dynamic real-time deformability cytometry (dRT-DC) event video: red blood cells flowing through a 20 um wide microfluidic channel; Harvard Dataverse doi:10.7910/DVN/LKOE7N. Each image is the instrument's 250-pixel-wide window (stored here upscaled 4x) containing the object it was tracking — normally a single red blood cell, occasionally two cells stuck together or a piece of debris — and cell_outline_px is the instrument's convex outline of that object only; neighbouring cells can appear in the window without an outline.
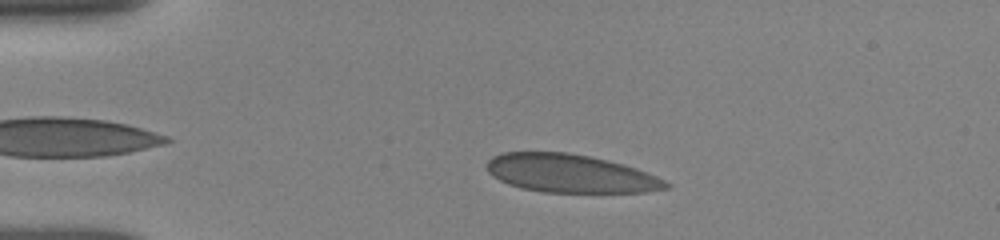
{"species": "human", "species_latin": "Homo sapiens", "temperature_condition": "room temperature", "stored_images_in_passage": 63, "camera_frame_rate_fps": 3000, "um_per_image_px": 0.085, "donor": {"sex": "female"}, "frame": {"image": 1, "passage_image": 10, "time_ms": 2.333, "image_size_px": [1000, 240], "cell_outline_px": [[672, 184], [668, 188], [644, 192], [544, 192], [520, 188], [508, 184], [492, 176], [488, 172], [488, 160], [492, 156], [500, 152], [568, 152], [608, 160], [624, 164], [636, 168], [656, 176]], "centroid_in_image_um": [48.47, 14.74], "position_along_channel_um": 36.5, "area_um2": 39.94}}
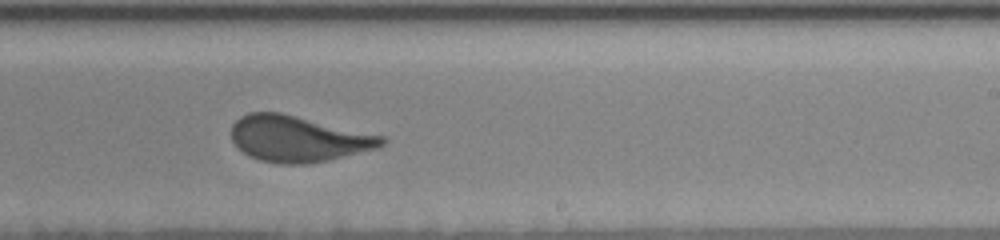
{"frame": {"image": 2, "passage_image": 36, "time_ms": 9.333, "image_size_px": [1000, 240], "cell_outline_px": [[388, 140], [380, 148], [328, 160], [304, 164], [280, 164], [260, 160], [248, 156], [232, 140], [232, 124], [240, 116], [248, 112], [280, 112], [384, 136]], "centroid_in_image_um": [25.36, 11.79], "position_along_channel_um": 263.6, "area_um2": 40.34}}
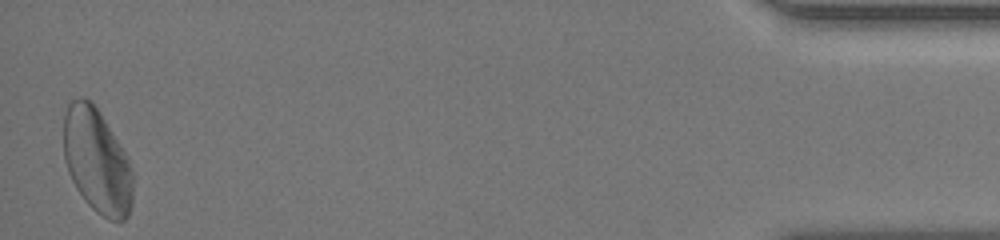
{"frame": {"image": 3, "passage_image": 63, "time_ms": 15.667, "image_size_px": [1000, 240], "cell_outline_px": [[132, 204], [128, 216], [124, 220], [108, 220], [96, 212], [84, 200], [76, 188], [68, 172], [64, 160], [64, 116], [68, 104], [72, 100], [80, 96], [84, 96], [100, 112], [124, 152], [132, 168]], "centroid_in_image_um": [8.23, 13.7], "position_along_channel_um": 427.0, "area_um2": 42.08}, "authors_computed_cell_mechanics": {"area_um2": 40.5756, "velocity_mm_per_s": 3.8408, "shape_relaxation_time_tau1_ms": 5.4388, "shape_relaxation_time_tau2_ms": null, "deformation_change_tau1": 0.1518, "deformation_change_tau2": null}}